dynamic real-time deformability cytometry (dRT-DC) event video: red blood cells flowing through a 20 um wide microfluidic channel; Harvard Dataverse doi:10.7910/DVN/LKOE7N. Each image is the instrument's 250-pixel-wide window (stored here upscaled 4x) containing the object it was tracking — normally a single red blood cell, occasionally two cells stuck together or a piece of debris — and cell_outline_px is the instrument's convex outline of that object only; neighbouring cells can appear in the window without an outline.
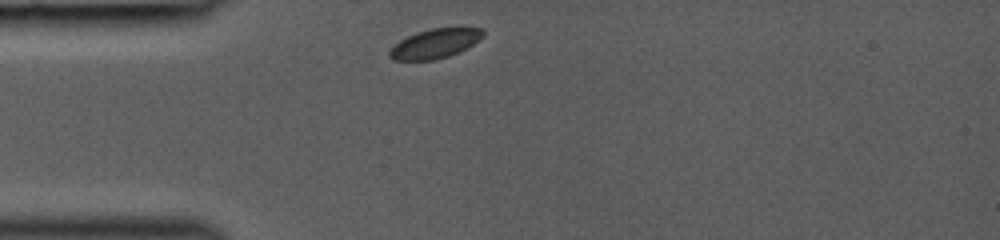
{"species": "common noctule bat (a hibernating species)", "species_latin": "Nyctalus noctula", "temperature_condition": "room temperature", "stored_images_in_passage": 28, "camera_frame_rate_fps": 3000, "um_per_image_px": 0.085, "animal": {"sex": "female", "body_mass_g": 19.0, "forearm_length_mm": 53.3}, "frame": {"image": 1, "passage_image": 1, "time_ms": 0.0, "image_size_px": [1000, 240], "cell_outline_px": [[484, 36], [460, 52], [436, 60], [392, 60], [388, 56], [388, 52], [400, 40], [416, 32], [432, 28], [484, 28]], "centroid_in_image_um": [36.97, 3.71], "position_along_channel_um": 48.0, "area_um2": 15.95}}
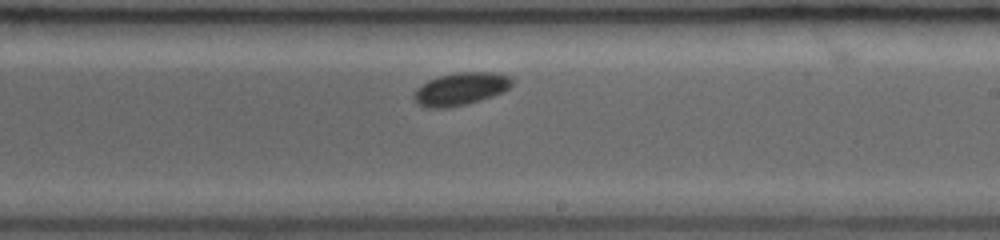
{"frame": {"image": 2, "passage_image": 16, "time_ms": 5.0, "image_size_px": [1000, 240], "cell_outline_px": [[512, 84], [504, 92], [468, 104], [448, 108], [424, 108], [416, 104], [412, 96], [416, 88], [420, 84], [436, 76], [456, 72], [492, 72], [512, 76]], "centroid_in_image_um": [39.1, 7.56], "position_along_channel_um": 249.9, "area_um2": 19.13}}
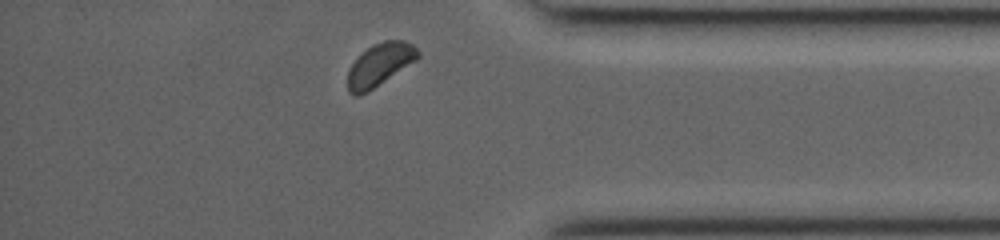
{"frame": {"image": 3, "passage_image": 27, "time_ms": 8.667, "image_size_px": [1000, 240], "cell_outline_px": [[420, 56], [416, 60], [368, 92], [360, 96], [352, 96], [348, 92], [348, 68], [372, 44], [384, 40], [404, 40], [412, 44], [420, 52]], "centroid_in_image_um": [32.27, 5.51], "position_along_channel_um": 402.9, "area_um2": 17.4}}